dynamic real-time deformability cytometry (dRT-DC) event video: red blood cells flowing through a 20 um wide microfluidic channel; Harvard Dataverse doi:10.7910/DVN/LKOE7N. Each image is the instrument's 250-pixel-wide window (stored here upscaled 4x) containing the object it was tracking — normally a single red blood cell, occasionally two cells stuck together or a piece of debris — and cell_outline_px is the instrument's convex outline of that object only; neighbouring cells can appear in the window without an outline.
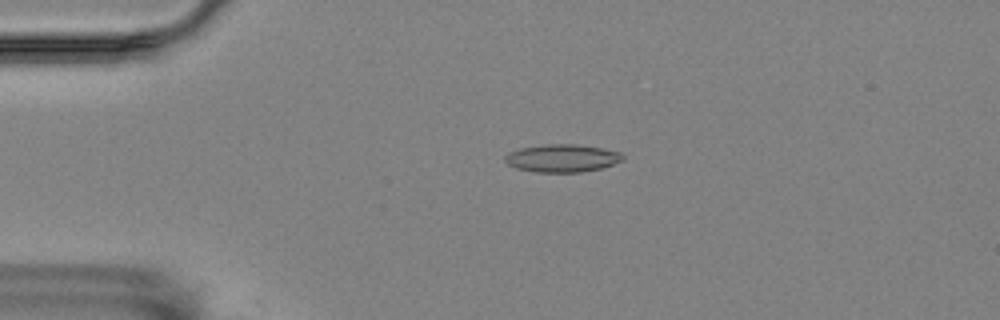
{"species": "Egyptian fruit bat (a non-hibernating species)", "species_latin": "Rousettus aegyptiacus", "temperature_condition": "room temperature", "stored_images_in_passage": 48, "camera_frame_rate_fps": 3000, "um_per_image_px": 0.085, "animal": {"sex": "female"}, "frame": {"image": 1, "passage_image": 4, "time_ms": 1.0, "image_size_px": [1000, 320], "cell_outline_px": [[624, 160], [600, 168], [580, 172], [536, 172], [516, 168], [508, 164], [504, 160], [504, 156], [508, 152], [520, 148], [548, 144], [576, 144], [600, 148], [620, 152], [624, 156]], "centroid_in_image_um": [47.76, 13.44], "position_along_channel_um": 37.2, "area_um2": 18.96}}
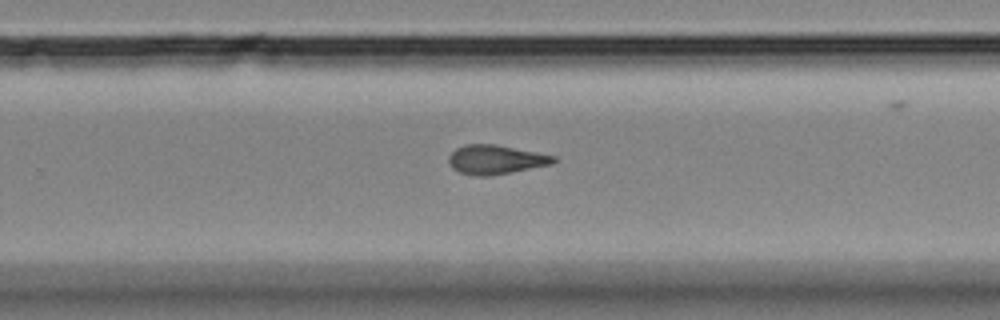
{"frame": {"image": 2, "passage_image": 28, "time_ms": 9.0, "image_size_px": [1000, 320], "cell_outline_px": [[556, 160], [552, 164], [488, 176], [476, 176], [460, 172], [452, 168], [448, 160], [448, 156], [456, 148], [464, 144], [496, 144], [556, 156]], "centroid_in_image_um": [42.1, 13.55], "position_along_channel_um": 287.7, "area_um2": 17.69}}
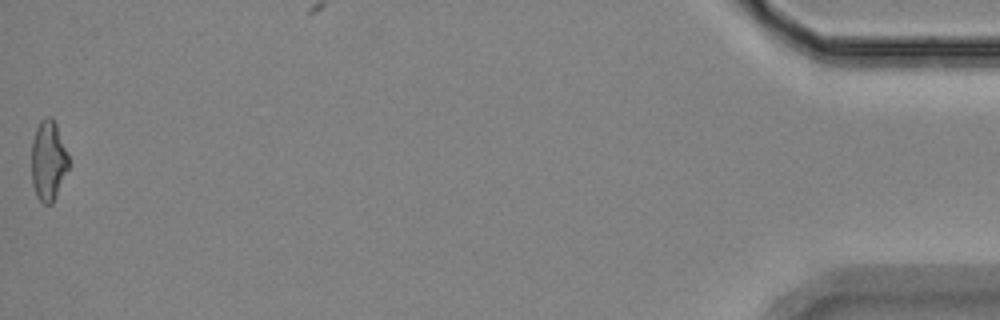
{"frame": {"image": 3, "passage_image": 48, "time_ms": 15.667, "image_size_px": [1000, 320], "cell_outline_px": [[68, 168], [52, 204], [44, 204], [36, 196], [32, 184], [32, 140], [36, 128], [40, 120], [44, 116], [52, 116], [56, 124], [68, 156]], "centroid_in_image_um": [4.08, 13.63], "position_along_channel_um": 431.1, "area_um2": 17.17}, "authors_computed_cell_mechanics": {"area_um2": 17.6579, "velocity_mm_per_s": 3.5438, "shape_relaxation_time_tau1_ms": null, "shape_relaxation_time_tau2_ms": 4.462, "deformation_change_tau1": null, "deformation_change_tau2": 0.149}}